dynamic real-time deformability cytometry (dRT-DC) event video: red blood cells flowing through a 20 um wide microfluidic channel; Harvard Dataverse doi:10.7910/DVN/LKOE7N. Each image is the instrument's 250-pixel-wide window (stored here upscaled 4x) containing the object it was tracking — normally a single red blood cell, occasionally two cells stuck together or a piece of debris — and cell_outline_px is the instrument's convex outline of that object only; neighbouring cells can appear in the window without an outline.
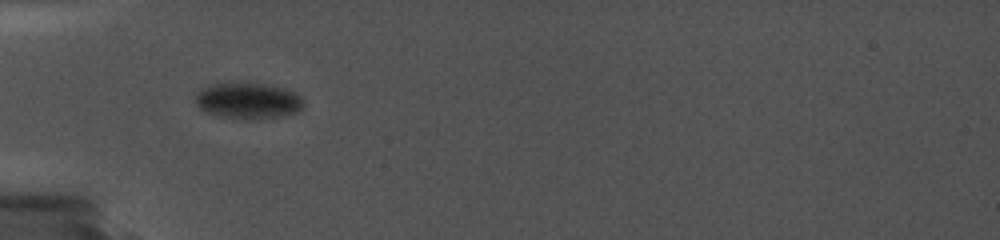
{"species": "common noctule bat (a hibernating species)", "species_latin": "Nyctalus noctula", "temperature_condition": "cold", "stored_images_in_passage": 21, "camera_frame_rate_fps": 5000, "um_per_image_px": 0.085, "animal": {"sex": "female", "body_mass_g": 19.0, "forearm_length_mm": 56.7}, "frame": {"image": 1, "passage_image": 1, "time_ms": 0.0, "image_size_px": [1000, 240], "cell_outline_px": [[304, 108], [296, 112], [284, 116], [252, 120], [248, 120], [220, 116], [204, 112], [196, 104], [196, 92], [212, 84], [264, 84], [284, 88], [296, 92], [304, 100]], "centroid_in_image_um": [21.13, 8.59], "position_along_channel_um": 63.9, "area_um2": 22.77}}
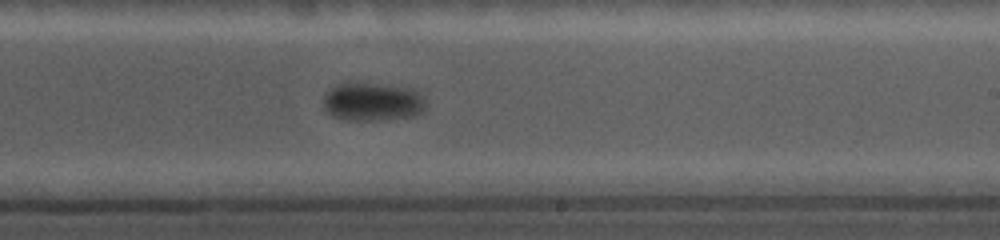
{"frame": {"image": 2, "passage_image": 13, "time_ms": 5.8, "image_size_px": [1000, 240], "cell_outline_px": [[428, 108], [424, 112], [416, 116], [384, 120], [348, 120], [332, 116], [324, 108], [324, 92], [336, 84], [348, 80], [412, 88], [424, 100]], "centroid_in_image_um": [31.65, 8.63], "position_along_channel_um": 257.4, "area_um2": 23.64}}
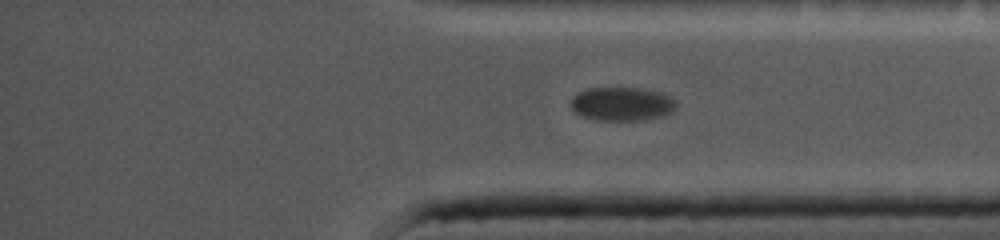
{"frame": {"image": 3, "passage_image": 21, "time_ms": 9.4, "image_size_px": [1000, 240], "cell_outline_px": [[676, 108], [672, 112], [664, 116], [640, 120], [592, 120], [580, 116], [572, 108], [572, 100], [580, 92], [588, 88], [640, 88], [660, 92], [672, 96], [676, 100]], "centroid_in_image_um": [52.92, 8.84], "position_along_channel_um": 382.3, "area_um2": 20.75}}